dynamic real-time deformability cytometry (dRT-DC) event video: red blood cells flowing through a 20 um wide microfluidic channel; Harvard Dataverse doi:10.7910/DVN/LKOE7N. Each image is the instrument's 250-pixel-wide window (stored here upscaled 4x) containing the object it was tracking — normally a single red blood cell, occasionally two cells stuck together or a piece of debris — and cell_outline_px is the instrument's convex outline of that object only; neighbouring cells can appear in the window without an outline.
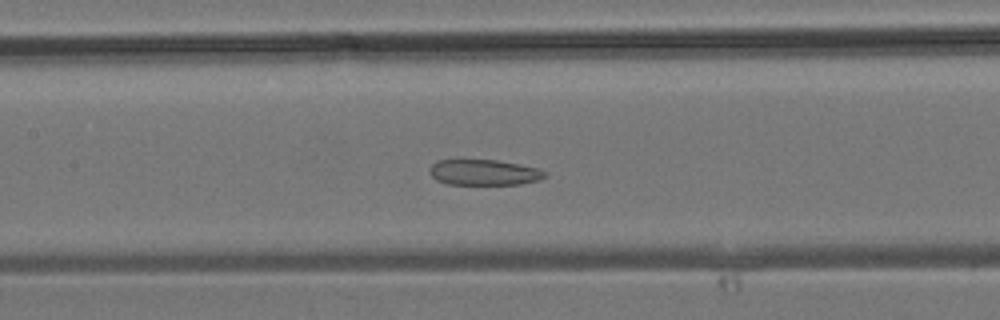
{"species": "common noctule bat (a hibernating species)", "species_latin": "Nyctalus noctula", "temperature_condition": "room temperature", "stored_images_in_passage": 38, "camera_frame_rate_fps": 3000, "um_per_image_px": 0.085, "animal": {"sex": "male", "body_mass_g": 19.2, "forearm_length_mm": 51.8}, "frame": {"image": 1, "passage_image": 18, "time_ms": 5.667, "image_size_px": [1000, 320], "cell_outline_px": [[548, 172], [540, 180], [520, 184], [448, 184], [436, 180], [432, 176], [432, 164], [436, 160], [460, 156], [496, 160], [536, 168]], "centroid_in_image_um": [41.07, 14.6], "position_along_channel_um": 166.3, "area_um2": 17.8}}
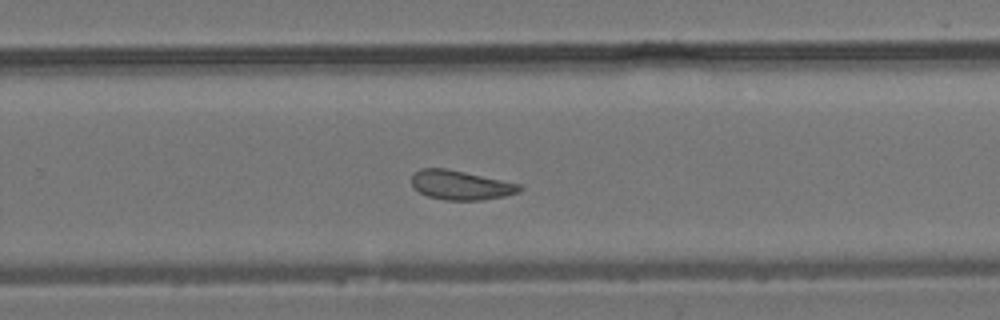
{"frame": {"image": 2, "passage_image": 25, "time_ms": 8.0, "image_size_px": [1000, 320], "cell_outline_px": [[524, 188], [520, 192], [504, 196], [480, 200], [444, 200], [428, 196], [420, 192], [412, 184], [412, 176], [420, 168], [444, 168], [464, 172], [520, 184]], "centroid_in_image_um": [39.18, 15.74], "position_along_channel_um": 290.6, "area_um2": 18.21}}
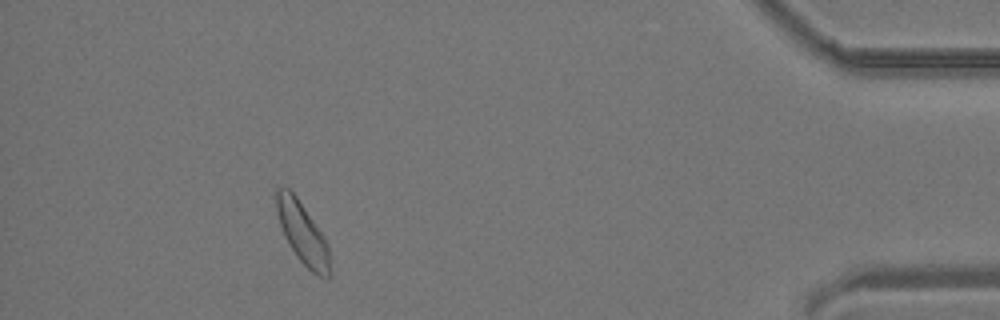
{"frame": {"image": 3, "passage_image": 35, "time_ms": 11.333, "image_size_px": [1000, 320], "cell_outline_px": [[328, 280], [312, 272], [296, 256], [288, 244], [284, 236], [276, 212], [276, 184], [288, 188], [296, 196], [324, 236], [328, 248]], "centroid_in_image_um": [25.65, 19.75], "position_along_channel_um": 409.5, "area_um2": 18.84}}